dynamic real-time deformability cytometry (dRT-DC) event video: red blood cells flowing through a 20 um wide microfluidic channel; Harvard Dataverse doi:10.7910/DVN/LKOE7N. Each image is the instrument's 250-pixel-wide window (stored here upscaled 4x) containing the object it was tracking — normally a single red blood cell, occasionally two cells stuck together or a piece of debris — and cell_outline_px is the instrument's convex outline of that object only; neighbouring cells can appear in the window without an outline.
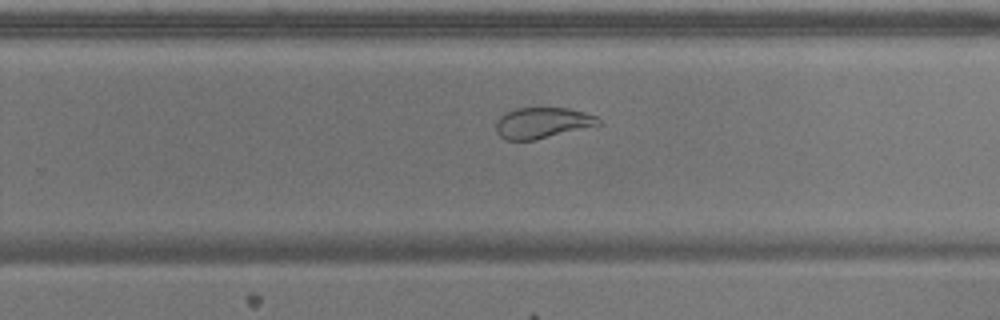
{"species": "common noctule bat (a hibernating species)", "species_latin": "Nyctalus noctula", "temperature_condition": "warm", "stored_images_in_passage": 45, "camera_frame_rate_fps": 3000, "um_per_image_px": 0.085, "animal": {"sex": "male", "body_mass_g": 17.9}, "frame": {"image": 1, "passage_image": 25, "time_ms": 8.0, "image_size_px": [1000, 320], "cell_outline_px": [[604, 124], [536, 140], [504, 140], [496, 132], [496, 120], [500, 116], [516, 108], [568, 108], [584, 112], [596, 116]], "centroid_in_image_um": [46.12, 10.45], "position_along_channel_um": 283.7, "area_um2": 18.61}}
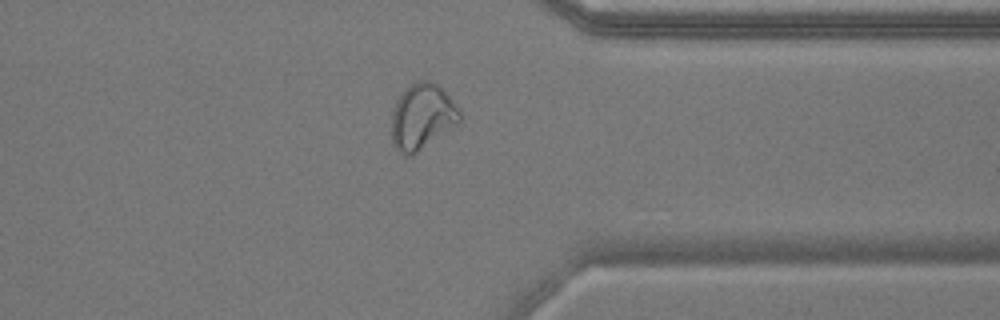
{"frame": {"image": 2, "passage_image": 33, "time_ms": 10.667, "image_size_px": [1000, 320], "cell_outline_px": [[460, 120], [456, 124], [412, 156], [408, 156], [396, 148], [392, 144], [392, 112], [396, 100], [412, 84], [420, 80], [428, 80], [436, 84], [452, 100], [460, 112]], "centroid_in_image_um": [35.85, 9.93], "position_along_channel_um": 375.5, "area_um2": 25.37}}
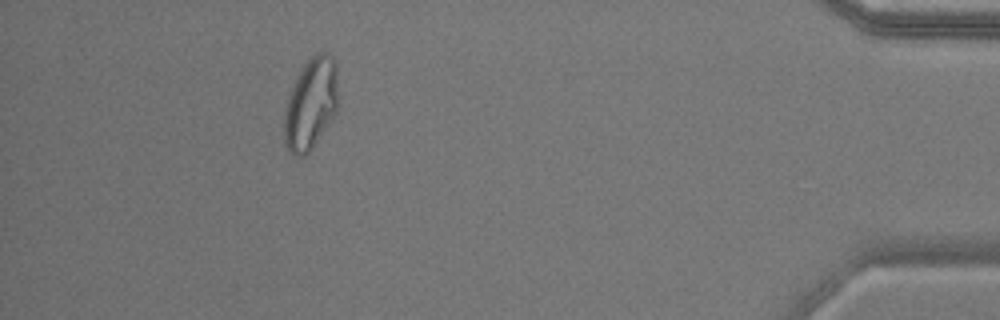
{"frame": {"image": 3, "passage_image": 40, "time_ms": 13.0, "image_size_px": [1000, 320], "cell_outline_px": [[336, 112], [312, 148], [304, 156], [296, 156], [284, 144], [284, 108], [288, 96], [296, 76], [300, 68], [320, 48], [328, 52], [332, 56], [336, 64]], "centroid_in_image_um": [26.39, 8.77], "position_along_channel_um": 408.8, "area_um2": 28.78}, "authors_computed_cell_mechanics": {"area_um2": 24.3338, "velocity_mm_per_s": 3.6548, "shape_relaxation_time_tau1_ms": null, "shape_relaxation_time_tau2_ms": 1.0713, "deformation_change_tau1": null, "deformation_change_tau2": 0.0575}}